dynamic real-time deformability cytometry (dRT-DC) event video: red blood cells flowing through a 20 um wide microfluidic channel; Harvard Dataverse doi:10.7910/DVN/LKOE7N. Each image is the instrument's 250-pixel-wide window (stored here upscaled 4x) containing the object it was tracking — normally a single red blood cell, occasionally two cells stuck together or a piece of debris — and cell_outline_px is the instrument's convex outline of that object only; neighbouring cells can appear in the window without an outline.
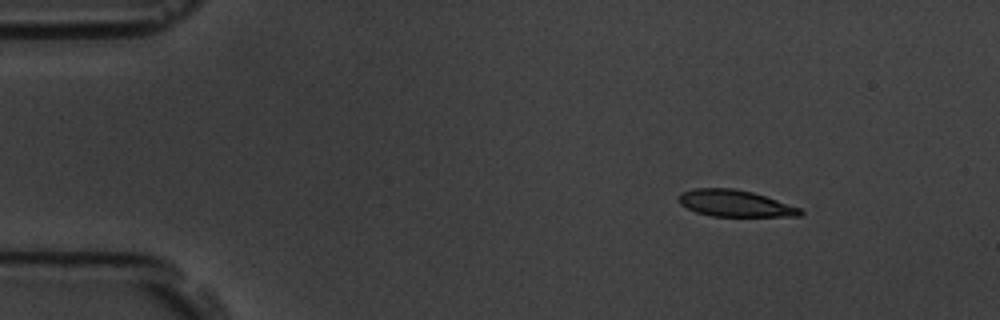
{"species": "common noctule bat (a hibernating species)", "species_latin": "Nyctalus noctula", "temperature_condition": "room temperature", "stored_images_in_passage": 9, "camera_frame_rate_fps": 3000, "um_per_image_px": 0.085, "animal": {"sex": "male", "body_mass_g": 19.5, "forearm_length_mm": 54.6}, "frame": {"image": 1, "passage_image": 1, "time_ms": 0.0, "image_size_px": [1000, 320], "cell_outline_px": [[804, 212], [800, 216], [712, 216], [696, 212], [680, 204], [676, 200], [684, 192], [696, 188], [732, 188], [752, 192], [800, 208]], "centroid_in_image_um": [62.46, 17.29], "position_along_channel_um": 22.5, "area_um2": 18.55}}
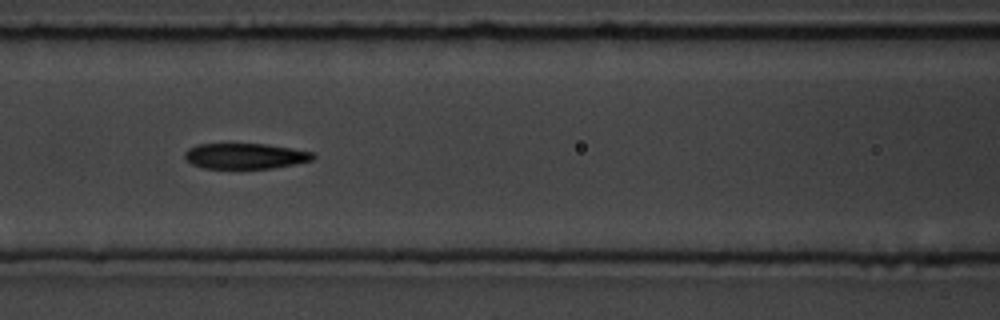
{"frame": {"image": 2, "passage_image": 6, "time_ms": 5.667, "image_size_px": [1000, 320], "cell_outline_px": [[316, 156], [312, 160], [296, 164], [272, 168], [204, 168], [192, 164], [184, 156], [184, 152], [188, 148], [196, 144], [264, 144], [292, 148], [312, 152]], "centroid_in_image_um": [20.84, 13.26], "position_along_channel_um": 145.8, "area_um2": 19.07}}
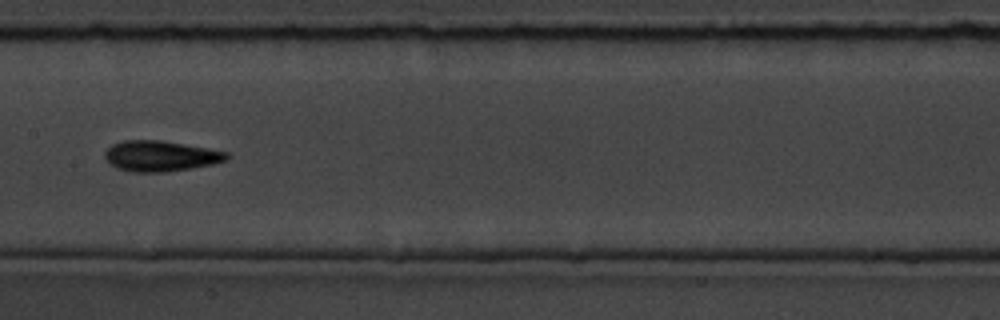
{"frame": {"image": 3, "passage_image": 7, "time_ms": 7.0, "image_size_px": [1000, 320], "cell_outline_px": [[232, 156], [228, 160], [212, 164], [192, 168], [164, 172], [132, 172], [116, 168], [104, 156], [104, 152], [112, 144], [124, 140], [160, 140], [184, 144], [228, 152]], "centroid_in_image_um": [13.67, 13.26], "position_along_channel_um": 193.7, "area_um2": 21.73}}